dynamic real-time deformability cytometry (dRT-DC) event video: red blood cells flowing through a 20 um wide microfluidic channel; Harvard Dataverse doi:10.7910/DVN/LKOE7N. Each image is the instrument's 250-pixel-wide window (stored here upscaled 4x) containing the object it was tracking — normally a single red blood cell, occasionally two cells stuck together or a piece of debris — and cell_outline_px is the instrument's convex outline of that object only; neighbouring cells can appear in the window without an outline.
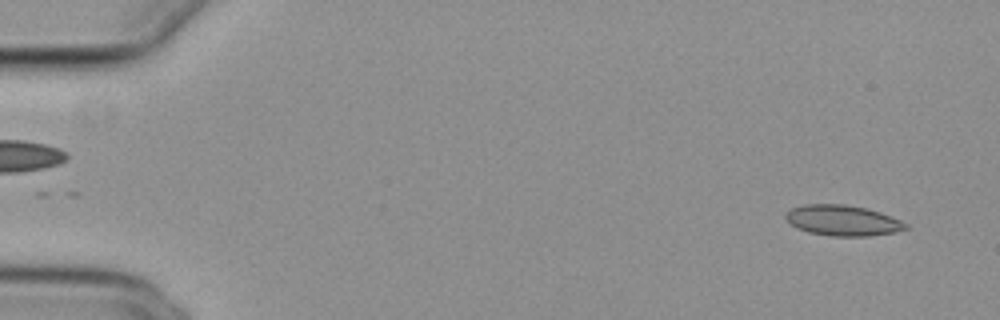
{"species": "common noctule bat (a hibernating species)", "species_latin": "Nyctalus noctula", "temperature_condition": "cold", "stored_images_in_passage": 16, "camera_frame_rate_fps": 3000, "um_per_image_px": 0.085, "animal": {"sex": "female", "body_mass_g": 29.2, "forearm_length_mm": 56.3}, "frame": {"image": 1, "passage_image": 2, "time_ms": 0.333, "image_size_px": [1000, 320], "cell_outline_px": [[908, 228], [896, 232], [868, 236], [832, 236], [808, 232], [796, 228], [784, 216], [792, 208], [804, 204], [844, 204], [868, 208], [892, 216], [908, 224]], "centroid_in_image_um": [71.66, 18.74], "position_along_channel_um": 13.3, "area_um2": 21.44}}
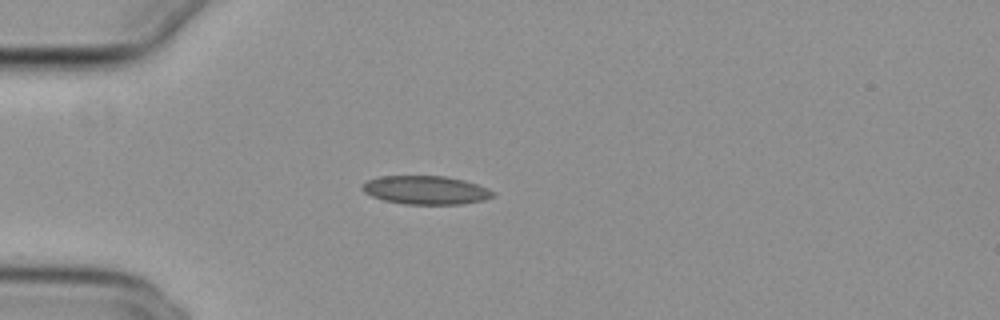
{"frame": {"image": 2, "passage_image": 14, "time_ms": 4.333, "image_size_px": [1000, 320], "cell_outline_px": [[496, 196], [484, 200], [460, 204], [404, 204], [384, 200], [372, 196], [364, 192], [360, 188], [360, 184], [368, 180], [380, 176], [444, 176], [464, 180], [488, 188], [496, 192]], "centroid_in_image_um": [36.19, 16.16], "position_along_channel_um": 48.8, "area_um2": 21.85}}